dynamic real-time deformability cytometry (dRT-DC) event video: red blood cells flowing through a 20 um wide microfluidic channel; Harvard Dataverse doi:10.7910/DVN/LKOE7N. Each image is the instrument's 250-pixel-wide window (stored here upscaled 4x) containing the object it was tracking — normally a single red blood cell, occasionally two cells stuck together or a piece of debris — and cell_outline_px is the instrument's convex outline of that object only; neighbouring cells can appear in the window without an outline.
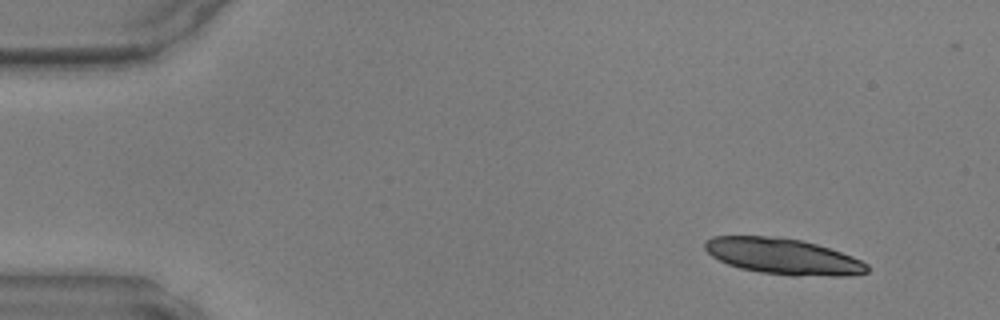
{"species": "common noctule bat (a hibernating species)", "species_latin": "Nyctalus noctula", "temperature_condition": "warm", "stored_images_in_passage": 47, "camera_frame_rate_fps": 3000, "um_per_image_px": 0.085, "animal": {"sex": "male", "body_mass_g": 17.9, "forearm_length_mm": 54.2}, "frame": {"image": 1, "passage_image": 4, "time_ms": 1.0, "image_size_px": [1000, 320], "cell_outline_px": [[868, 272], [848, 276], [792, 276], [760, 272], [740, 268], [728, 264], [712, 256], [704, 248], [704, 240], [712, 236], [776, 236], [800, 240], [816, 244], [852, 256], [868, 264]], "centroid_in_image_um": [66.55, 21.79], "position_along_channel_um": 18.5, "area_um2": 34.1}}
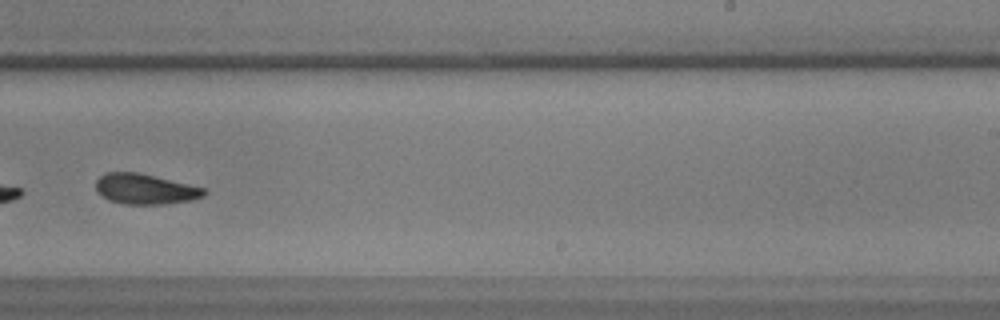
{"frame": {"image": 2, "passage_image": 30, "time_ms": 9.667, "image_size_px": [1000, 320], "cell_outline_px": [[208, 192], [204, 196], [192, 200], [164, 204], [124, 204], [108, 200], [96, 192], [96, 180], [104, 172], [136, 172], [188, 184], [204, 188]], "centroid_in_image_um": [12.31, 16.07], "position_along_channel_um": 276.7, "area_um2": 19.13}}